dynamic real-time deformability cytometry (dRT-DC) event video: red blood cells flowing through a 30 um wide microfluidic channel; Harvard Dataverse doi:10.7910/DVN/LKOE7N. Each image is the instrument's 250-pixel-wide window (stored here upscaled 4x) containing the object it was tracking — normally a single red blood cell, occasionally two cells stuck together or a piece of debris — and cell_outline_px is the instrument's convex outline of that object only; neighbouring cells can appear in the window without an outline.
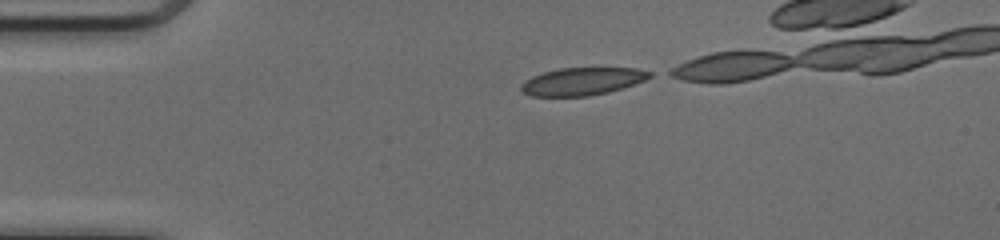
{"species": "common noctule bat (a hibernating species)", "species_latin": "Nyctalus noctula", "temperature_condition": "cold", "stored_images_in_passage": 21, "camera_frame_rate_fps": 3000, "um_per_image_px": 0.085, "animal": {"sex": "female", "body_mass_g": 17.0, "forearm_length_mm": 48.0}, "frame": {"image": 1, "passage_image": 1, "time_ms": 0.0, "image_size_px": [1000, 240], "cell_outline_px": [[652, 76], [644, 80], [608, 92], [588, 96], [532, 96], [520, 92], [520, 84], [532, 76], [544, 72], [560, 68], [636, 68], [652, 72]], "centroid_in_image_um": [49.44, 6.92], "position_along_channel_um": 35.6, "area_um2": 20.58}}
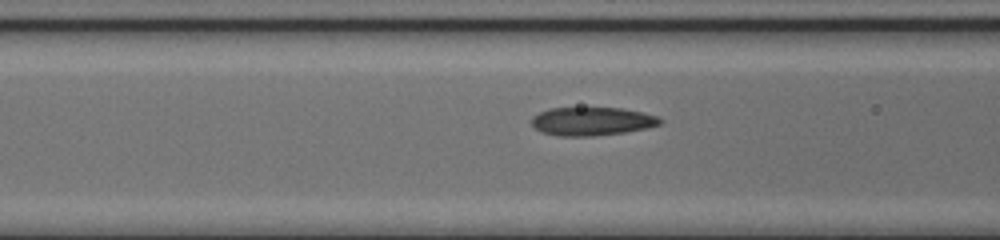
{"frame": {"image": 2, "passage_image": 10, "time_ms": 3.0, "image_size_px": [1000, 240], "cell_outline_px": [[664, 120], [660, 124], [644, 128], [624, 132], [592, 136], [560, 136], [540, 132], [532, 124], [532, 116], [540, 112], [552, 108], [620, 108], [644, 112], [660, 116]], "centroid_in_image_um": [50.34, 10.31], "position_along_channel_um": 116.3, "area_um2": 21.21}}
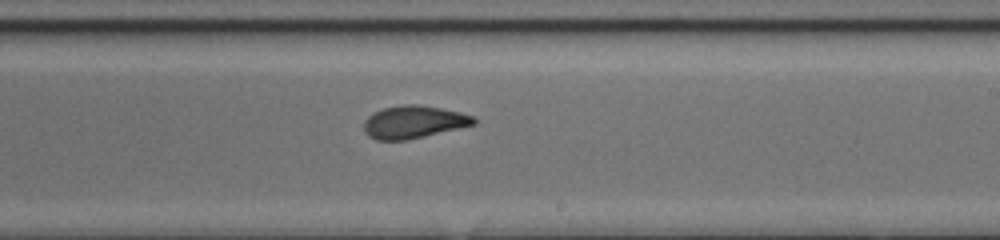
{"frame": {"image": 3, "passage_image": 20, "time_ms": 6.333, "image_size_px": [1000, 240], "cell_outline_px": [[476, 124], [408, 140], [376, 140], [368, 136], [364, 132], [364, 120], [368, 116], [384, 108], [404, 104], [416, 104], [440, 108], [460, 112], [472, 116], [476, 120]], "centroid_in_image_um": [35.14, 10.38], "position_along_channel_um": 253.9, "area_um2": 20.81}}